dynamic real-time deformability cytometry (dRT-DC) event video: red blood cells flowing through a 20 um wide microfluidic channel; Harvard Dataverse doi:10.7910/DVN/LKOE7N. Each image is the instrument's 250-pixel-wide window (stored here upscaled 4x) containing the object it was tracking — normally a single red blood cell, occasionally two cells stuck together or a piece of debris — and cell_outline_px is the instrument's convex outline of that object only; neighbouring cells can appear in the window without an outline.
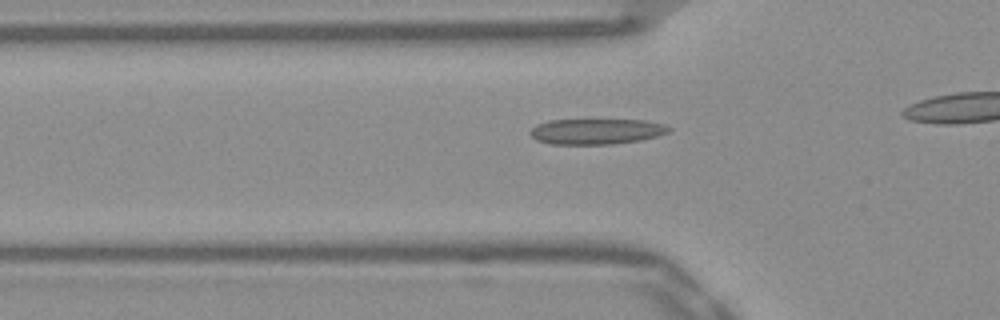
{"species": "Egyptian fruit bat (a non-hibernating species)", "species_latin": "Rousettus aegyptiacus", "temperature_condition": "warm", "stored_images_in_passage": 37, "camera_frame_rate_fps": 3000, "um_per_image_px": 0.085, "frame": {"image": 1, "passage_image": 13, "time_ms": 4.0, "image_size_px": [1000, 320], "cell_outline_px": [[672, 128], [668, 132], [656, 136], [640, 140], [612, 144], [552, 144], [536, 140], [528, 132], [536, 124], [548, 120], [644, 120], [664, 124]], "centroid_in_image_um": [50.66, 11.17], "position_along_channel_um": 75.1, "area_um2": 20.63}}
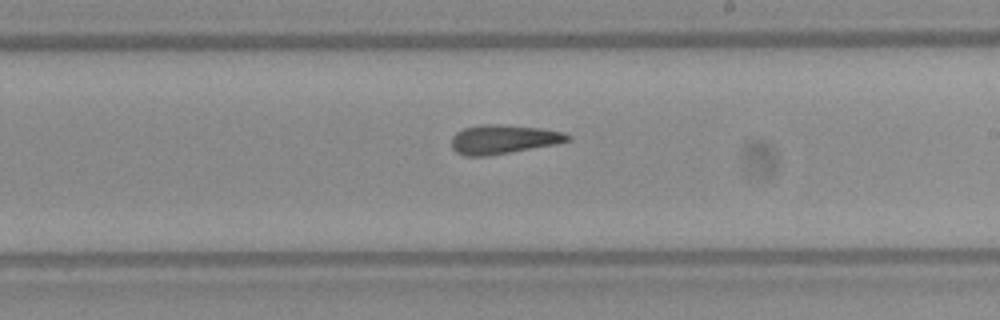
{"frame": {"image": 2, "passage_image": 26, "time_ms": 8.333, "image_size_px": [1000, 320], "cell_outline_px": [[572, 140], [556, 144], [484, 156], [464, 156], [456, 152], [452, 148], [452, 136], [456, 132], [464, 128], [480, 124], [500, 124], [540, 128], [564, 132], [572, 136]], "centroid_in_image_um": [42.78, 11.83], "position_along_channel_um": 246.2, "area_um2": 19.65}}
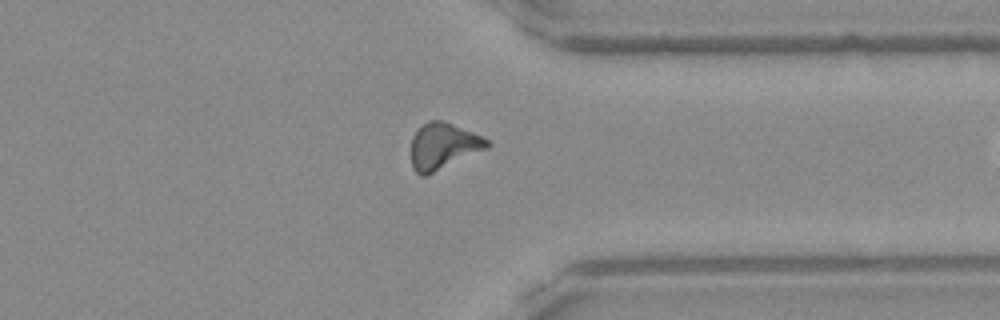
{"frame": {"image": 3, "passage_image": 36, "time_ms": 11.667, "image_size_px": [1000, 320], "cell_outline_px": [[492, 144], [488, 148], [424, 176], [420, 176], [412, 168], [412, 136], [428, 120], [444, 120], [472, 132], [488, 140]], "centroid_in_image_um": [37.67, 12.41], "position_along_channel_um": 373.7, "area_um2": 20.17}}